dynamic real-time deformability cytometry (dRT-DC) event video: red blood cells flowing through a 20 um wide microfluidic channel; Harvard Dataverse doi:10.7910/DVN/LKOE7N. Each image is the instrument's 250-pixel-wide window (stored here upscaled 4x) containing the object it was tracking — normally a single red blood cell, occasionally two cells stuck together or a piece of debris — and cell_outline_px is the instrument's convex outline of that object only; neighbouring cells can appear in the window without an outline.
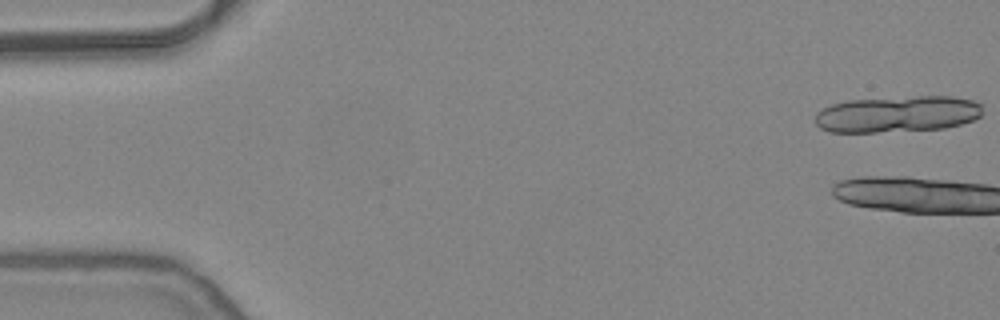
{"species": "common noctule bat (a hibernating species)", "species_latin": "Nyctalus noctula", "temperature_condition": "warm", "stored_images_in_passage": 4, "camera_frame_rate_fps": 3000, "um_per_image_px": 0.085, "animal": {"sex": "female", "body_mass_g": 24.6, "forearm_length_mm": 56.2}, "frame": {"image": 1, "passage_image": 1, "time_ms": 0.0, "image_size_px": [1000, 320], "cell_outline_px": [[984, 104], [980, 116], [972, 120], [960, 124], [944, 128], [876, 132], [828, 132], [820, 128], [816, 124], [816, 112], [832, 104], [848, 100], [916, 96], [952, 96], [972, 100]], "centroid_in_image_um": [76.29, 9.69], "position_along_channel_um": 8.7, "area_um2": 35.55}}